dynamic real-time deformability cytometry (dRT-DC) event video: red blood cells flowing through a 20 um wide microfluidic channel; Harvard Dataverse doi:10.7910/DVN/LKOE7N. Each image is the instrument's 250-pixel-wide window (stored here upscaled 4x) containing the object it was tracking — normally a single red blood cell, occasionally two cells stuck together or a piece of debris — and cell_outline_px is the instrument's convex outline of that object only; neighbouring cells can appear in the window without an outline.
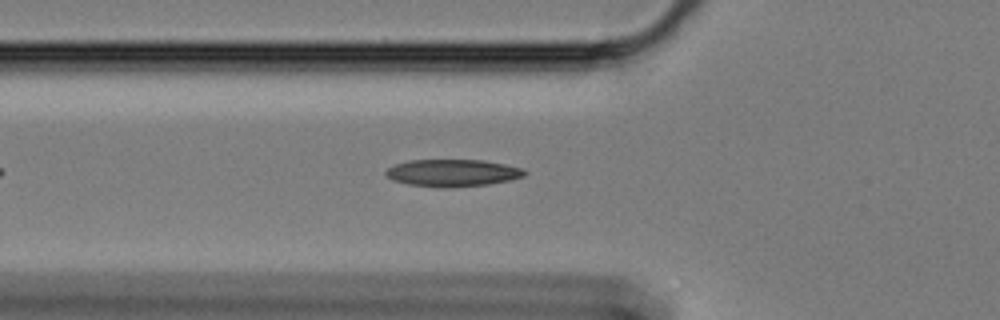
{"species": "Egyptian fruit bat (a non-hibernating species)", "species_latin": "Rousettus aegyptiacus", "temperature_condition": "cold", "stored_images_in_passage": 32, "camera_frame_rate_fps": 3000, "um_per_image_px": 0.085, "animal": {"sex": "female"}, "frame": {"image": 1, "passage_image": 10, "time_ms": 3.0, "image_size_px": [1000, 320], "cell_outline_px": [[528, 172], [524, 176], [508, 180], [488, 184], [444, 188], [440, 188], [408, 184], [392, 180], [384, 172], [388, 168], [396, 164], [408, 160], [484, 160], [524, 168]], "centroid_in_image_um": [38.47, 14.69], "position_along_channel_um": 87.3, "area_um2": 21.96}}
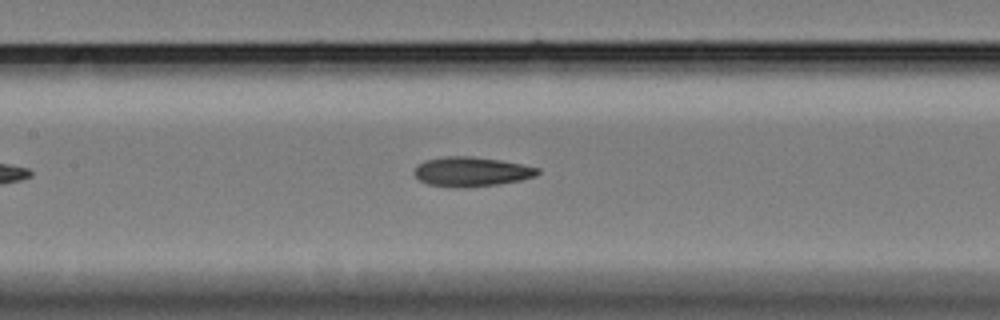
{"frame": {"image": 2, "passage_image": 17, "time_ms": 5.333, "image_size_px": [1000, 320], "cell_outline_px": [[540, 172], [536, 176], [520, 180], [496, 184], [464, 188], [456, 188], [428, 184], [420, 180], [416, 176], [416, 168], [424, 160], [444, 156], [472, 156], [500, 160], [540, 168]], "centroid_in_image_um": [40.09, 14.59], "position_along_channel_um": 167.3, "area_um2": 21.1}}
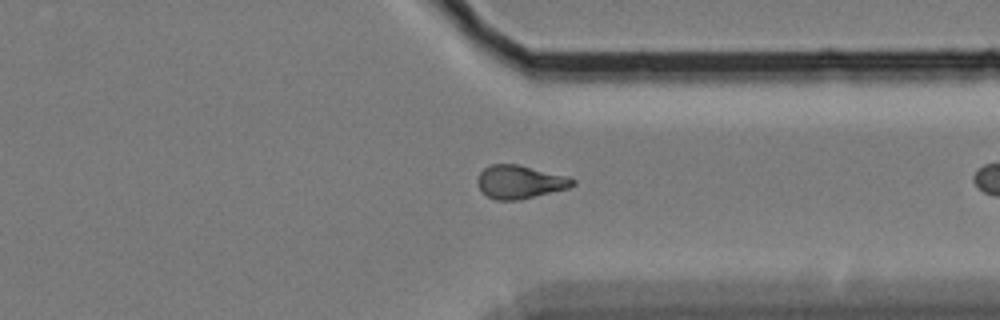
{"frame": {"image": 3, "passage_image": 31, "time_ms": 10.0, "image_size_px": [1000, 320], "cell_outline_px": [[576, 184], [568, 188], [520, 200], [496, 200], [488, 196], [480, 188], [476, 180], [480, 172], [484, 168], [492, 164], [516, 164], [568, 176], [576, 180]], "centroid_in_image_um": [44.2, 15.46], "position_along_channel_um": 367.2, "area_um2": 18.38}}